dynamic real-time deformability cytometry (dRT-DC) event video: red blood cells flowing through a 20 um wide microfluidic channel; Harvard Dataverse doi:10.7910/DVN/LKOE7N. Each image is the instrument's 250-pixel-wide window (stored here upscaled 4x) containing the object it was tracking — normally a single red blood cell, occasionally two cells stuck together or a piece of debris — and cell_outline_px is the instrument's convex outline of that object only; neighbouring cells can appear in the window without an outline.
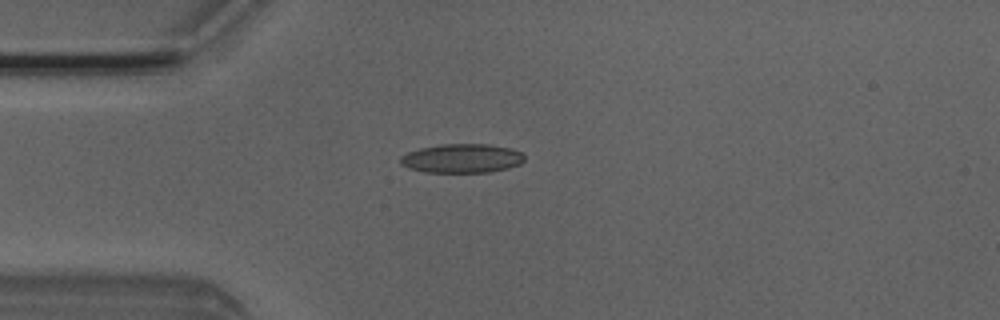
{"species": "Egyptian fruit bat (a non-hibernating species)", "species_latin": "Rousettus aegyptiacus", "temperature_condition": "room temperature", "stored_images_in_passage": 4, "camera_frame_rate_fps": 3000, "um_per_image_px": 0.085, "animal": {"sex": "male"}, "frame": {"image": 1, "passage_image": 4, "time_ms": 1.0, "image_size_px": [1000, 320], "cell_outline_px": [[524, 160], [520, 164], [508, 168], [488, 172], [424, 172], [408, 168], [400, 164], [400, 156], [408, 152], [420, 148], [440, 144], [488, 144], [512, 148], [520, 152], [524, 156]], "centroid_in_image_um": [39.24, 13.46], "position_along_channel_um": 45.8, "area_um2": 21.04}}